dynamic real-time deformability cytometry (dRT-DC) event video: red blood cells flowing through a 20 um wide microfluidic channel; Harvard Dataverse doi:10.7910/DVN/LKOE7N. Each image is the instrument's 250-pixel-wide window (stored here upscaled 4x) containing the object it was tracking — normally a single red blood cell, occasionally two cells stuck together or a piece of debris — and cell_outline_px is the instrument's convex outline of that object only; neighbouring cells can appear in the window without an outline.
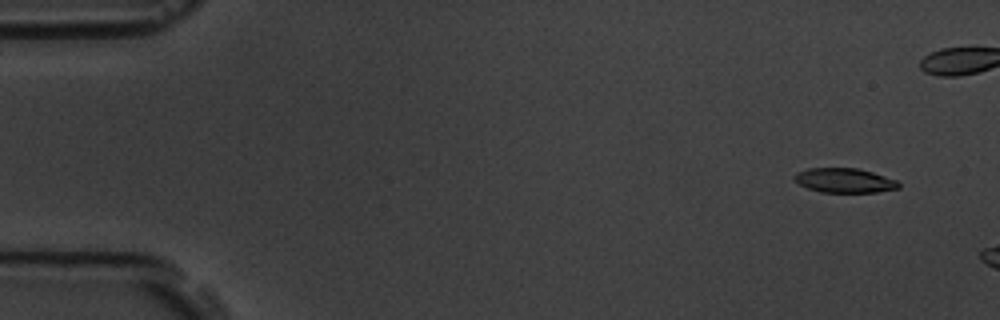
{"species": "common noctule bat (a hibernating species)", "species_latin": "Nyctalus noctula", "temperature_condition": "room temperature", "stored_images_in_passage": 3, "camera_frame_rate_fps": 3000, "um_per_image_px": 0.085, "animal": {"sex": "male", "body_mass_g": 19.5, "forearm_length_mm": 54.6}, "frame": {"image": 1, "passage_image": 1, "time_ms": 0.0, "image_size_px": [1000, 320], "cell_outline_px": [[900, 188], [876, 192], [820, 192], [808, 188], [800, 184], [792, 176], [796, 172], [808, 168], [856, 168], [872, 172], [896, 180], [900, 184]], "centroid_in_image_um": [71.77, 15.33], "position_along_channel_um": 13.2, "area_um2": 14.8}}